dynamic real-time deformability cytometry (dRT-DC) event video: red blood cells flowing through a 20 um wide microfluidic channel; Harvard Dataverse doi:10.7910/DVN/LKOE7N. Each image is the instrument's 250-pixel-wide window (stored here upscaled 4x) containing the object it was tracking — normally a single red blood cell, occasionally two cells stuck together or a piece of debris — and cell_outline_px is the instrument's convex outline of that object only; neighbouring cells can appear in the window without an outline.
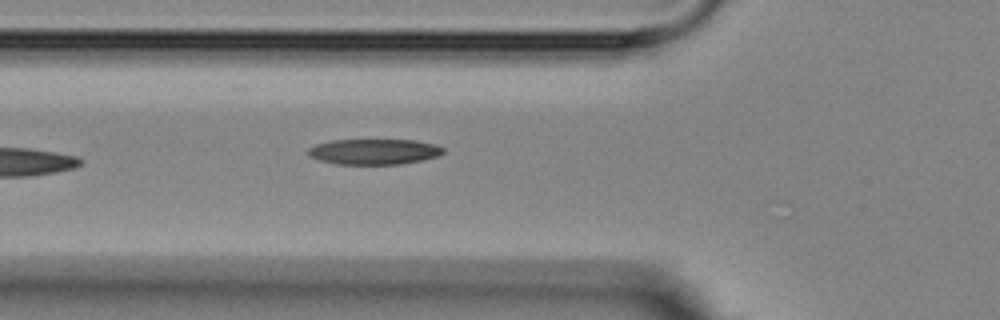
{"species": "Egyptian fruit bat (a non-hibernating species)", "species_latin": "Rousettus aegyptiacus", "temperature_condition": "room temperature", "stored_images_in_passage": 6, "camera_frame_rate_fps": 3000, "um_per_image_px": 0.085, "animal": {"sex": "female"}, "frame": {"image": 1, "passage_image": 6, "time_ms": 6.0, "image_size_px": [1000, 320], "cell_outline_px": [[444, 152], [436, 156], [420, 160], [400, 164], [336, 164], [320, 160], [308, 156], [308, 148], [316, 144], [332, 140], [416, 140], [436, 144], [444, 148]], "centroid_in_image_um": [31.78, 12.88], "position_along_channel_um": 94.0, "area_um2": 20.06}}